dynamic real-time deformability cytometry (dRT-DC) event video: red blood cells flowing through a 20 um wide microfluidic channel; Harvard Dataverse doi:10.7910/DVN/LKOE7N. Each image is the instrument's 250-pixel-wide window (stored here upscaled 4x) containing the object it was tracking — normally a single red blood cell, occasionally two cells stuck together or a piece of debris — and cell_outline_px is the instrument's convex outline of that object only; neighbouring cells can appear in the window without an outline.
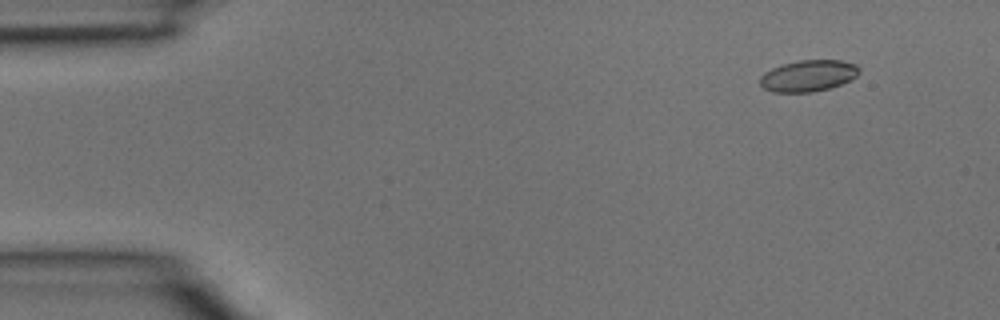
{"species": "common noctule bat (a hibernating species)", "species_latin": "Nyctalus noctula", "temperature_condition": "room temperature", "stored_images_in_passage": 3, "camera_frame_rate_fps": 3000, "um_per_image_px": 0.085, "animal": {"sex": "male", "body_mass_g": 15.6}, "frame": {"image": 1, "passage_image": 1, "time_ms": 0.0, "image_size_px": [1000, 320], "cell_outline_px": [[860, 72], [856, 76], [840, 84], [828, 88], [812, 92], [772, 92], [764, 88], [760, 84], [760, 76], [764, 72], [772, 68], [784, 64], [800, 60], [840, 60], [856, 64], [860, 68]], "centroid_in_image_um": [68.69, 6.43], "position_along_channel_um": 16.3, "area_um2": 18.03}}
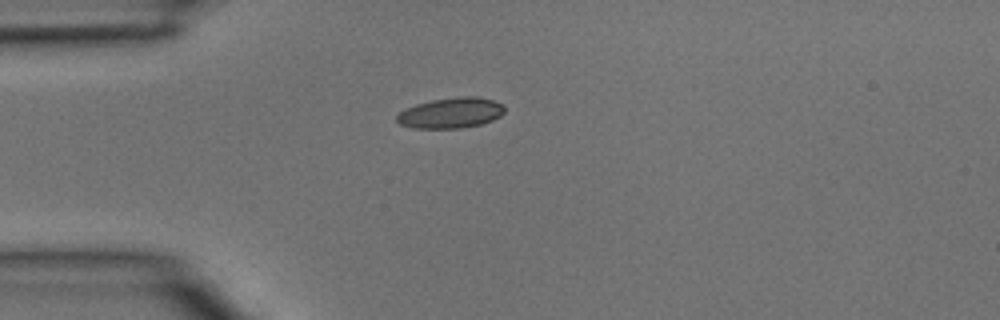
{"frame": {"image": 2, "passage_image": 3, "time_ms": 0.667, "image_size_px": [1000, 320], "cell_outline_px": [[504, 112], [500, 116], [492, 120], [480, 124], [460, 128], [412, 128], [400, 124], [396, 120], [396, 116], [404, 108], [416, 104], [432, 100], [460, 96], [480, 96], [504, 104]], "centroid_in_image_um": [38.32, 9.59], "position_along_channel_um": 46.7, "area_um2": 19.25}}